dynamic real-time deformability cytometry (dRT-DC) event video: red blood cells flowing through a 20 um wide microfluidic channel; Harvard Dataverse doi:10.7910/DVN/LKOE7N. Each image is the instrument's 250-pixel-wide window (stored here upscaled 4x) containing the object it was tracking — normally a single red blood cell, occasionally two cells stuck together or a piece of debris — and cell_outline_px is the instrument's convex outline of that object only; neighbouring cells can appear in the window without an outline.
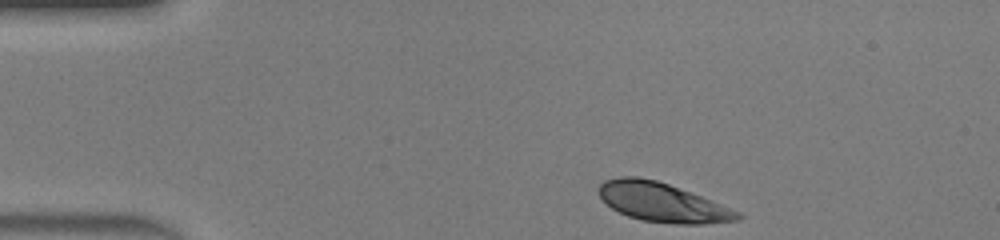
{"species": "human", "species_latin": "Homo sapiens", "temperature_condition": "warm", "stored_images_in_passage": 40, "camera_frame_rate_fps": 3000, "um_per_image_px": 0.085, "donor": {"sex": "male"}, "frame": {"image": 1, "passage_image": 1, "time_ms": 0.0, "image_size_px": [1000, 240], "cell_outline_px": [[744, 216], [740, 220], [704, 224], [676, 224], [640, 220], [628, 216], [612, 208], [600, 196], [596, 188], [604, 180], [620, 176], [636, 176], [656, 180], [668, 184], [700, 196], [740, 212]], "centroid_in_image_um": [56.28, 17.2], "position_along_channel_um": 28.7, "area_um2": 31.44}}
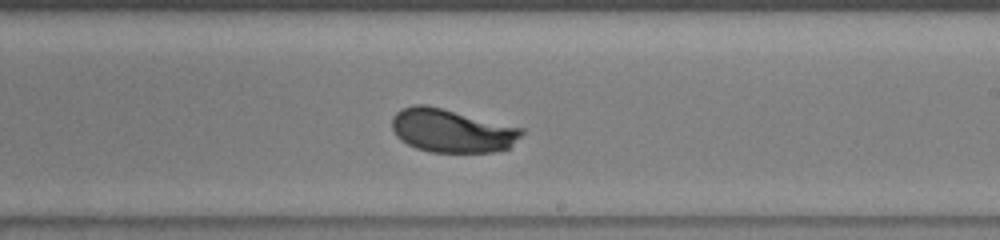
{"frame": {"image": 2, "passage_image": 21, "time_ms": 6.667, "image_size_px": [1000, 240], "cell_outline_px": [[524, 132], [508, 148], [492, 152], [432, 152], [416, 148], [400, 140], [396, 136], [392, 128], [392, 116], [400, 108], [412, 104], [424, 104], [524, 128]], "centroid_in_image_um": [38.36, 11.1], "position_along_channel_um": 250.6, "area_um2": 32.71}}
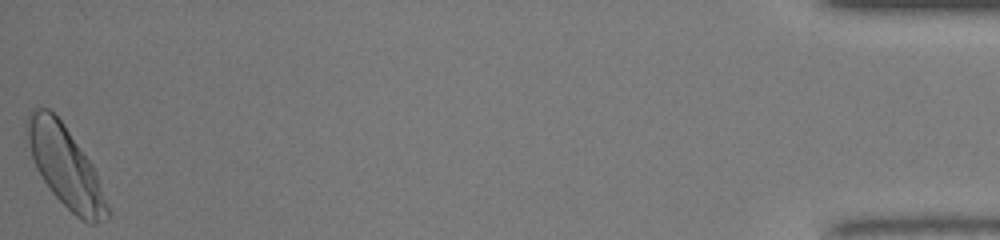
{"frame": {"image": 3, "passage_image": 40, "time_ms": 13.0, "image_size_px": [1000, 240], "cell_outline_px": [[112, 212], [108, 220], [96, 224], [88, 224], [76, 216], [52, 192], [36, 168], [24, 132], [24, 128], [28, 112], [32, 108], [48, 108], [64, 124], [92, 164], [96, 172]], "centroid_in_image_um": [5.57, 14.18], "position_along_channel_um": 429.6, "area_um2": 37.97}, "authors_computed_cell_mechanics": {"area_um2": 32.8593, "velocity_mm_per_s": 4.3568, "shape_relaxation_time_tau1_ms": 2.1431, "shape_relaxation_time_tau2_ms": null, "deformation_change_tau1": 0.1435, "deformation_change_tau2": null}}